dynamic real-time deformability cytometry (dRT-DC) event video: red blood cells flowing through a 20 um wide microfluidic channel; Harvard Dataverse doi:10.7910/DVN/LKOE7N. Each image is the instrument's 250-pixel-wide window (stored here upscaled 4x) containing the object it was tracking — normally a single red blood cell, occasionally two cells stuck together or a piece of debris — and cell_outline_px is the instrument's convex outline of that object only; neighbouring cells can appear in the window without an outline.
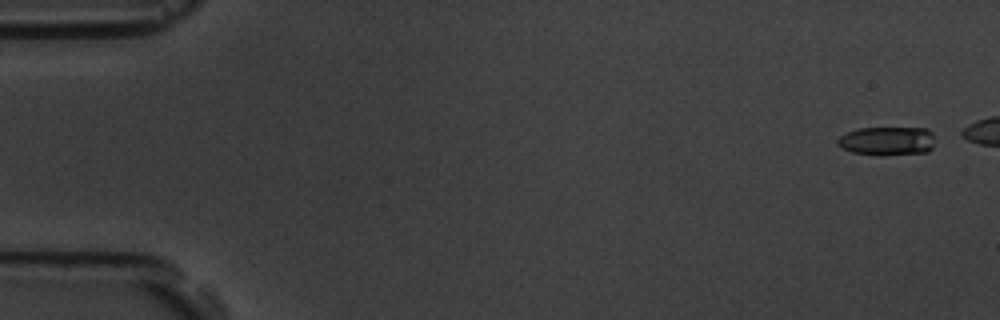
{"species": "common noctule bat (a hibernating species)", "species_latin": "Nyctalus noctula", "temperature_condition": "room temperature", "stored_images_in_passage": 17, "camera_frame_rate_fps": 3000, "um_per_image_px": 0.085, "animal": {"sex": "male", "body_mass_g": 19.5, "forearm_length_mm": 54.6}, "frame": {"image": 1, "passage_image": 1, "time_ms": 0.0, "image_size_px": [1000, 320], "cell_outline_px": [[936, 140], [932, 148], [928, 152], [880, 156], [852, 152], [836, 144], [836, 140], [840, 136], [848, 132], [860, 128], [928, 128], [932, 132]], "centroid_in_image_um": [75.46, 11.99], "position_along_channel_um": 9.5, "area_um2": 16.59}}
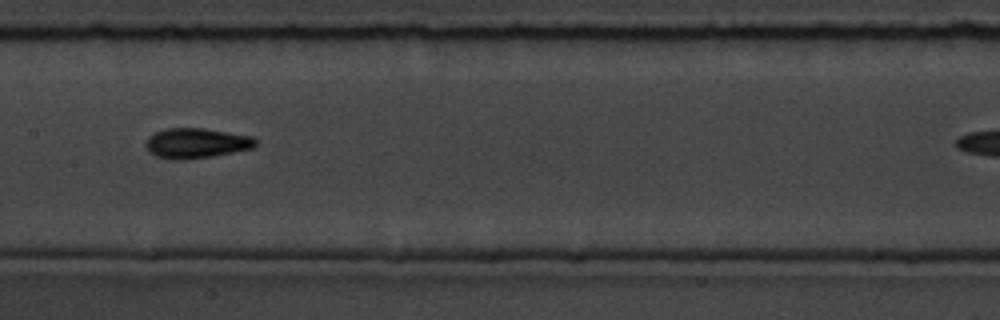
{"frame": {"image": 2, "passage_image": 8, "time_ms": 9.0, "image_size_px": [1000, 320], "cell_outline_px": [[256, 144], [252, 148], [212, 156], [180, 160], [172, 160], [156, 156], [148, 152], [144, 144], [144, 140], [148, 136], [164, 128], [204, 128], [252, 136], [256, 140]], "centroid_in_image_um": [16.61, 12.16], "position_along_channel_um": 190.8, "area_um2": 19.36}, "authors_computed_cell_mechanics": {"area_um2": 17.8024, "velocity_mm_per_s": 3.5638, "shape_relaxation_time_tau1_ms": 2.6691, "shape_relaxation_time_tau2_ms": 1.5446, "deformation_change_tau1": 0.1159, "deformation_change_tau2": 0.0714}}